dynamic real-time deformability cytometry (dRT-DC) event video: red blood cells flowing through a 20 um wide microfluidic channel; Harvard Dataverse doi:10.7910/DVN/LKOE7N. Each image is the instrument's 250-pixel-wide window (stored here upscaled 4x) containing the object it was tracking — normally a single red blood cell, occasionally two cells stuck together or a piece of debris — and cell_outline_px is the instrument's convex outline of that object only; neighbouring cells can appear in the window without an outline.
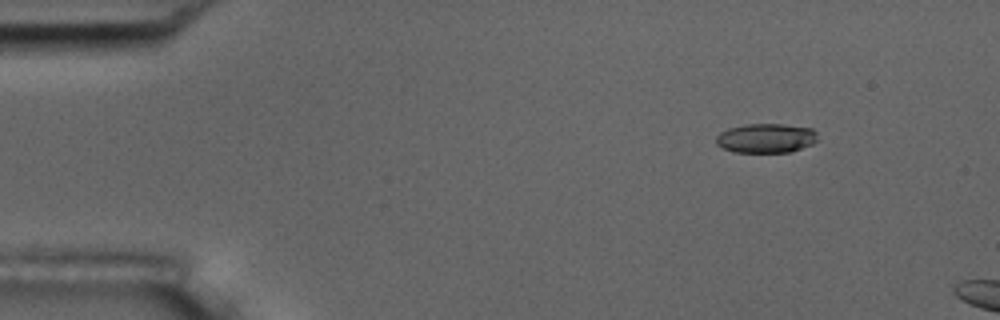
{"species": "common noctule bat (a hibernating species)", "species_latin": "Nyctalus noctula", "temperature_condition": "room temperature", "stored_images_in_passage": 4, "camera_frame_rate_fps": 3000, "um_per_image_px": 0.085, "animal": {"sex": "male", "body_mass_g": 17.5, "forearm_length_mm": 52.3}, "frame": {"image": 1, "passage_image": 2, "time_ms": 1.0, "image_size_px": [1000, 320], "cell_outline_px": [[816, 140], [812, 144], [792, 152], [736, 152], [724, 148], [716, 144], [716, 136], [720, 132], [728, 128], [748, 124], [784, 124], [812, 128], [816, 132]], "centroid_in_image_um": [65.11, 11.74], "position_along_channel_um": 19.9, "area_um2": 17.34}}